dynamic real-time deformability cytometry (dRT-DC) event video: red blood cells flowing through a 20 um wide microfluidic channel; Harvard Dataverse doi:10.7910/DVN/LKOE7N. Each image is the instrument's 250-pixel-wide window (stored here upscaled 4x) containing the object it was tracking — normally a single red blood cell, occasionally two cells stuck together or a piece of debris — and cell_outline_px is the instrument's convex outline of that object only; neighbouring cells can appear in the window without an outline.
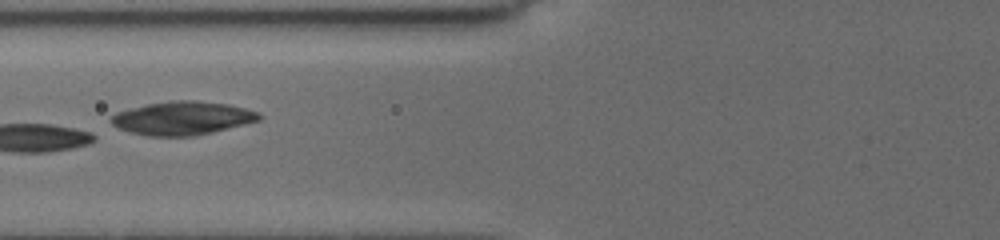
{"species": "common noctule bat (a hibernating species)", "species_latin": "Nyctalus noctula", "temperature_condition": "cold", "stored_images_in_passage": 22, "camera_frame_rate_fps": 3000, "um_per_image_px": 0.085, "animal": {"sex": "female", "body_mass_g": 19.5, "forearm_length_mm": 54.1}, "frame": {"image": 1, "passage_image": 10, "time_ms": 6.333, "image_size_px": [1000, 240], "cell_outline_px": [[264, 116], [260, 120], [196, 136], [148, 136], [128, 132], [112, 124], [108, 120], [116, 112], [148, 104], [172, 100], [196, 100], [228, 104], [260, 112]], "centroid_in_image_um": [15.52, 10.04], "position_along_channel_um": 110.3, "area_um2": 28.9}}